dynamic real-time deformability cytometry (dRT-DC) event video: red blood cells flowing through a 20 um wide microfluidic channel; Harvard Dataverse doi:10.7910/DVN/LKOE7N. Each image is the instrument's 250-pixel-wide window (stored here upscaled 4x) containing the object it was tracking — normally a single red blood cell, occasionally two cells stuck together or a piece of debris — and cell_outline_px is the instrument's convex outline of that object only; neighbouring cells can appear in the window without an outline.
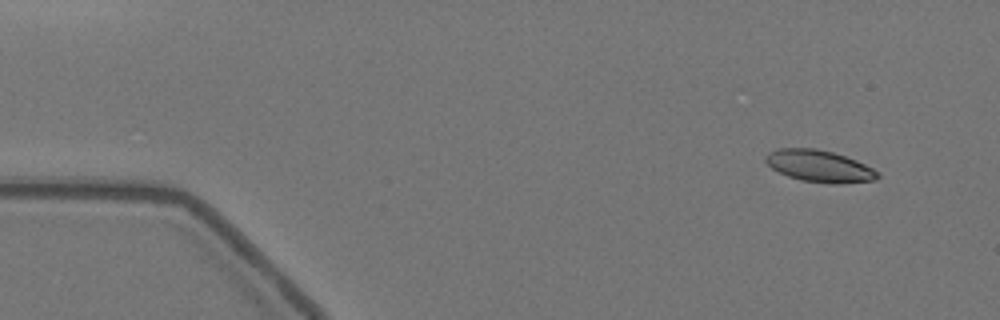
{"species": "Egyptian fruit bat (a non-hibernating species)", "species_latin": "Rousettus aegyptiacus", "temperature_condition": "warm", "stored_images_in_passage": 6, "camera_frame_rate_fps": 3000, "um_per_image_px": 0.085, "animal": {"sex": "female"}, "frame": {"image": 1, "passage_image": 1, "time_ms": 0.0, "image_size_px": [1000, 320], "cell_outline_px": [[880, 176], [876, 180], [836, 184], [832, 184], [800, 180], [788, 176], [772, 168], [764, 160], [764, 156], [768, 152], [780, 148], [816, 148], [832, 152], [856, 160], [880, 172]], "centroid_in_image_um": [69.65, 14.12], "position_along_channel_um": 15.4, "area_um2": 20.81}}